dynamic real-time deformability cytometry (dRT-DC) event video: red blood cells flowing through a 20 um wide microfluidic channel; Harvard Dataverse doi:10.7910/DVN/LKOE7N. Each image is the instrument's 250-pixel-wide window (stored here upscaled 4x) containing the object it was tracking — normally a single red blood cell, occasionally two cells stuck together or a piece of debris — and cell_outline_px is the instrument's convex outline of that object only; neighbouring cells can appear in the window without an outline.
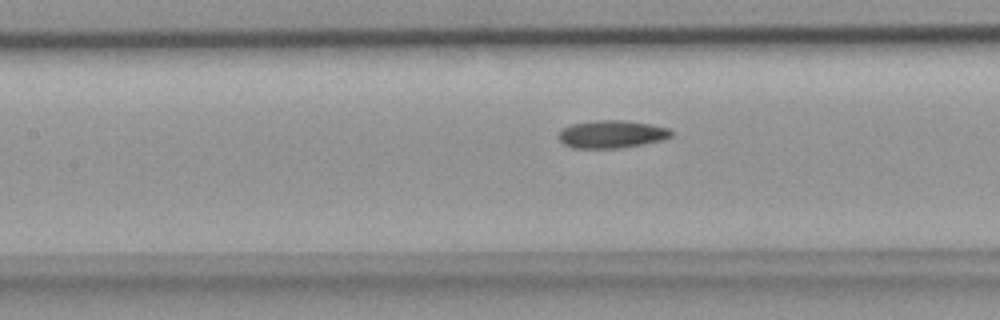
{"species": "common noctule bat (a hibernating species)", "species_latin": "Nyctalus noctula", "temperature_condition": "room temperature", "stored_images_in_passage": 6, "camera_frame_rate_fps": 3000, "um_per_image_px": 0.085, "animal": {"sex": "female", "body_mass_g": 18.4}, "frame": {"image": 1, "passage_image": 4, "time_ms": 1.0, "image_size_px": [1000, 320], "cell_outline_px": [[672, 136], [660, 140], [644, 144], [620, 148], [572, 148], [564, 144], [560, 140], [560, 132], [564, 128], [572, 124], [596, 120], [624, 120], [648, 124], [668, 128], [672, 132]], "centroid_in_image_um": [51.99, 11.41], "position_along_channel_um": 155.4, "area_um2": 17.98}}
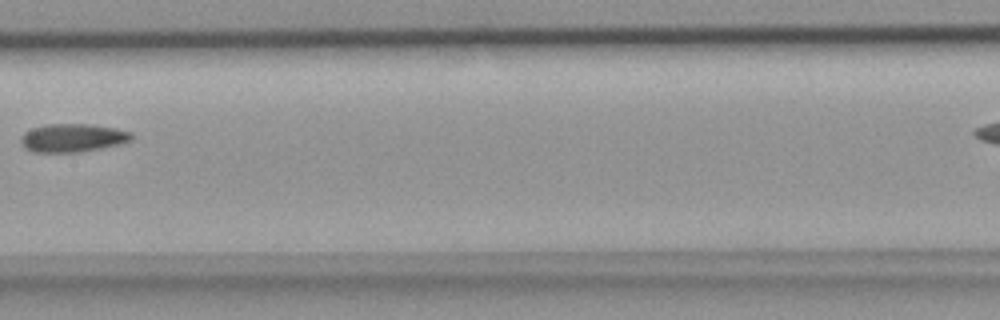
{"frame": {"image": 2, "passage_image": 5, "time_ms": 1.333, "image_size_px": [1000, 320], "cell_outline_px": [[132, 140], [120, 144], [80, 152], [32, 152], [24, 148], [20, 140], [20, 136], [24, 132], [32, 128], [48, 124], [88, 124], [116, 128], [132, 132]], "centroid_in_image_um": [6.15, 11.72], "position_along_channel_um": 201.2, "area_um2": 18.32}}